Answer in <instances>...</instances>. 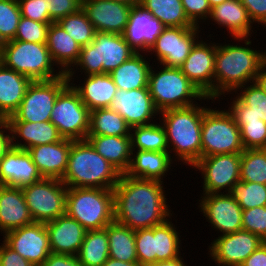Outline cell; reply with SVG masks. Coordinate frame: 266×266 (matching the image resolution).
Instances as JSON below:
<instances>
[{
    "mask_svg": "<svg viewBox=\"0 0 266 266\" xmlns=\"http://www.w3.org/2000/svg\"><path fill=\"white\" fill-rule=\"evenodd\" d=\"M164 182L121 174L113 189L115 221L134 231L160 225L173 216ZM172 212V213H171Z\"/></svg>",
    "mask_w": 266,
    "mask_h": 266,
    "instance_id": "1",
    "label": "cell"
},
{
    "mask_svg": "<svg viewBox=\"0 0 266 266\" xmlns=\"http://www.w3.org/2000/svg\"><path fill=\"white\" fill-rule=\"evenodd\" d=\"M232 39L241 43L244 41L245 45L243 43L242 45L240 43L237 45L217 43L216 47L214 100L219 102L221 97H226V94L233 93L237 88L254 82L258 71L266 62V50L260 51L251 47L250 37Z\"/></svg>",
    "mask_w": 266,
    "mask_h": 266,
    "instance_id": "2",
    "label": "cell"
},
{
    "mask_svg": "<svg viewBox=\"0 0 266 266\" xmlns=\"http://www.w3.org/2000/svg\"><path fill=\"white\" fill-rule=\"evenodd\" d=\"M203 105L196 103L167 109L159 114L158 119L166 131L170 156L176 163L180 161V165L183 163L191 167L202 157L201 128L203 113L208 107Z\"/></svg>",
    "mask_w": 266,
    "mask_h": 266,
    "instance_id": "3",
    "label": "cell"
},
{
    "mask_svg": "<svg viewBox=\"0 0 266 266\" xmlns=\"http://www.w3.org/2000/svg\"><path fill=\"white\" fill-rule=\"evenodd\" d=\"M120 176L121 173L98 154L87 140H72L67 169L61 179L67 188L113 190Z\"/></svg>",
    "mask_w": 266,
    "mask_h": 266,
    "instance_id": "4",
    "label": "cell"
},
{
    "mask_svg": "<svg viewBox=\"0 0 266 266\" xmlns=\"http://www.w3.org/2000/svg\"><path fill=\"white\" fill-rule=\"evenodd\" d=\"M136 53L125 41L123 34L96 31L93 41L81 47L77 62L66 73V76L69 82H74L78 77V75L75 77L77 71L78 73L81 72V74L84 73L83 75L85 76L109 74Z\"/></svg>",
    "mask_w": 266,
    "mask_h": 266,
    "instance_id": "5",
    "label": "cell"
},
{
    "mask_svg": "<svg viewBox=\"0 0 266 266\" xmlns=\"http://www.w3.org/2000/svg\"><path fill=\"white\" fill-rule=\"evenodd\" d=\"M159 65L160 67L156 70L152 63L148 81L150 95L159 112L188 107L198 103L196 100H206V102L212 100L214 102L211 101V103H215V100L205 96L180 68Z\"/></svg>",
    "mask_w": 266,
    "mask_h": 266,
    "instance_id": "6",
    "label": "cell"
},
{
    "mask_svg": "<svg viewBox=\"0 0 266 266\" xmlns=\"http://www.w3.org/2000/svg\"><path fill=\"white\" fill-rule=\"evenodd\" d=\"M0 63L6 68L29 77L32 81H48L64 75L60 69H56L58 67L53 62L46 43L20 40L2 43Z\"/></svg>",
    "mask_w": 266,
    "mask_h": 266,
    "instance_id": "7",
    "label": "cell"
},
{
    "mask_svg": "<svg viewBox=\"0 0 266 266\" xmlns=\"http://www.w3.org/2000/svg\"><path fill=\"white\" fill-rule=\"evenodd\" d=\"M66 214L87 231L105 228L114 218L113 190L102 188H68Z\"/></svg>",
    "mask_w": 266,
    "mask_h": 266,
    "instance_id": "8",
    "label": "cell"
},
{
    "mask_svg": "<svg viewBox=\"0 0 266 266\" xmlns=\"http://www.w3.org/2000/svg\"><path fill=\"white\" fill-rule=\"evenodd\" d=\"M208 107L201 128L202 157L219 154H241L244 147L240 129L232 114L224 109Z\"/></svg>",
    "mask_w": 266,
    "mask_h": 266,
    "instance_id": "9",
    "label": "cell"
},
{
    "mask_svg": "<svg viewBox=\"0 0 266 266\" xmlns=\"http://www.w3.org/2000/svg\"><path fill=\"white\" fill-rule=\"evenodd\" d=\"M171 221L172 217L160 225L135 231L136 255L140 265L149 266L181 256V231Z\"/></svg>",
    "mask_w": 266,
    "mask_h": 266,
    "instance_id": "10",
    "label": "cell"
},
{
    "mask_svg": "<svg viewBox=\"0 0 266 266\" xmlns=\"http://www.w3.org/2000/svg\"><path fill=\"white\" fill-rule=\"evenodd\" d=\"M90 111L69 83L58 95L50 122L64 139L86 140L89 132Z\"/></svg>",
    "mask_w": 266,
    "mask_h": 266,
    "instance_id": "11",
    "label": "cell"
},
{
    "mask_svg": "<svg viewBox=\"0 0 266 266\" xmlns=\"http://www.w3.org/2000/svg\"><path fill=\"white\" fill-rule=\"evenodd\" d=\"M69 84L64 74L48 81H32L18 109L5 121L46 122L59 93Z\"/></svg>",
    "mask_w": 266,
    "mask_h": 266,
    "instance_id": "12",
    "label": "cell"
},
{
    "mask_svg": "<svg viewBox=\"0 0 266 266\" xmlns=\"http://www.w3.org/2000/svg\"><path fill=\"white\" fill-rule=\"evenodd\" d=\"M21 189L34 222L47 223L66 214L68 188L60 179L43 178Z\"/></svg>",
    "mask_w": 266,
    "mask_h": 266,
    "instance_id": "13",
    "label": "cell"
},
{
    "mask_svg": "<svg viewBox=\"0 0 266 266\" xmlns=\"http://www.w3.org/2000/svg\"><path fill=\"white\" fill-rule=\"evenodd\" d=\"M200 29L199 26L165 27L147 53L149 56L155 53L157 64L179 68L201 38Z\"/></svg>",
    "mask_w": 266,
    "mask_h": 266,
    "instance_id": "14",
    "label": "cell"
},
{
    "mask_svg": "<svg viewBox=\"0 0 266 266\" xmlns=\"http://www.w3.org/2000/svg\"><path fill=\"white\" fill-rule=\"evenodd\" d=\"M240 163L241 154L201 157L192 166L196 171H200L203 178L201 195L229 193L232 186L240 181Z\"/></svg>",
    "mask_w": 266,
    "mask_h": 266,
    "instance_id": "15",
    "label": "cell"
},
{
    "mask_svg": "<svg viewBox=\"0 0 266 266\" xmlns=\"http://www.w3.org/2000/svg\"><path fill=\"white\" fill-rule=\"evenodd\" d=\"M199 202V211L218 236L242 230L243 210L229 193L201 195Z\"/></svg>",
    "mask_w": 266,
    "mask_h": 266,
    "instance_id": "16",
    "label": "cell"
},
{
    "mask_svg": "<svg viewBox=\"0 0 266 266\" xmlns=\"http://www.w3.org/2000/svg\"><path fill=\"white\" fill-rule=\"evenodd\" d=\"M263 242L258 235L240 230L216 237L208 254L218 266H240Z\"/></svg>",
    "mask_w": 266,
    "mask_h": 266,
    "instance_id": "17",
    "label": "cell"
},
{
    "mask_svg": "<svg viewBox=\"0 0 266 266\" xmlns=\"http://www.w3.org/2000/svg\"><path fill=\"white\" fill-rule=\"evenodd\" d=\"M3 241L34 266H41L52 253L45 223L33 222L9 231Z\"/></svg>",
    "mask_w": 266,
    "mask_h": 266,
    "instance_id": "18",
    "label": "cell"
},
{
    "mask_svg": "<svg viewBox=\"0 0 266 266\" xmlns=\"http://www.w3.org/2000/svg\"><path fill=\"white\" fill-rule=\"evenodd\" d=\"M203 37L179 67L186 77L207 97L214 99V65L217 43Z\"/></svg>",
    "mask_w": 266,
    "mask_h": 266,
    "instance_id": "19",
    "label": "cell"
},
{
    "mask_svg": "<svg viewBox=\"0 0 266 266\" xmlns=\"http://www.w3.org/2000/svg\"><path fill=\"white\" fill-rule=\"evenodd\" d=\"M110 108L118 112L131 128L152 124L156 122L154 118H158L160 114L153 103L149 88L129 91L117 89Z\"/></svg>",
    "mask_w": 266,
    "mask_h": 266,
    "instance_id": "20",
    "label": "cell"
},
{
    "mask_svg": "<svg viewBox=\"0 0 266 266\" xmlns=\"http://www.w3.org/2000/svg\"><path fill=\"white\" fill-rule=\"evenodd\" d=\"M131 8L114 0H82V9L97 32L123 34Z\"/></svg>",
    "mask_w": 266,
    "mask_h": 266,
    "instance_id": "21",
    "label": "cell"
},
{
    "mask_svg": "<svg viewBox=\"0 0 266 266\" xmlns=\"http://www.w3.org/2000/svg\"><path fill=\"white\" fill-rule=\"evenodd\" d=\"M42 179L31 154L25 149L11 146L0 160V185L22 188Z\"/></svg>",
    "mask_w": 266,
    "mask_h": 266,
    "instance_id": "22",
    "label": "cell"
},
{
    "mask_svg": "<svg viewBox=\"0 0 266 266\" xmlns=\"http://www.w3.org/2000/svg\"><path fill=\"white\" fill-rule=\"evenodd\" d=\"M165 26L140 5L132 6L123 33L125 41L137 52L146 53L155 44Z\"/></svg>",
    "mask_w": 266,
    "mask_h": 266,
    "instance_id": "23",
    "label": "cell"
},
{
    "mask_svg": "<svg viewBox=\"0 0 266 266\" xmlns=\"http://www.w3.org/2000/svg\"><path fill=\"white\" fill-rule=\"evenodd\" d=\"M45 226L52 253L77 256L87 232L77 220L64 214Z\"/></svg>",
    "mask_w": 266,
    "mask_h": 266,
    "instance_id": "24",
    "label": "cell"
},
{
    "mask_svg": "<svg viewBox=\"0 0 266 266\" xmlns=\"http://www.w3.org/2000/svg\"><path fill=\"white\" fill-rule=\"evenodd\" d=\"M4 123L10 130L11 146L14 148L28 150L31 147L51 144L63 139L58 128L50 121L34 123L4 121Z\"/></svg>",
    "mask_w": 266,
    "mask_h": 266,
    "instance_id": "25",
    "label": "cell"
},
{
    "mask_svg": "<svg viewBox=\"0 0 266 266\" xmlns=\"http://www.w3.org/2000/svg\"><path fill=\"white\" fill-rule=\"evenodd\" d=\"M26 200L21 188L0 185V232H7L32 224Z\"/></svg>",
    "mask_w": 266,
    "mask_h": 266,
    "instance_id": "26",
    "label": "cell"
},
{
    "mask_svg": "<svg viewBox=\"0 0 266 266\" xmlns=\"http://www.w3.org/2000/svg\"><path fill=\"white\" fill-rule=\"evenodd\" d=\"M72 140L62 139L59 142L38 145L27 151L43 178L62 179L68 165Z\"/></svg>",
    "mask_w": 266,
    "mask_h": 266,
    "instance_id": "27",
    "label": "cell"
},
{
    "mask_svg": "<svg viewBox=\"0 0 266 266\" xmlns=\"http://www.w3.org/2000/svg\"><path fill=\"white\" fill-rule=\"evenodd\" d=\"M233 100H232V99ZM228 111L237 123L244 149L266 148V122L262 121L236 96H231Z\"/></svg>",
    "mask_w": 266,
    "mask_h": 266,
    "instance_id": "28",
    "label": "cell"
},
{
    "mask_svg": "<svg viewBox=\"0 0 266 266\" xmlns=\"http://www.w3.org/2000/svg\"><path fill=\"white\" fill-rule=\"evenodd\" d=\"M209 22L216 23L219 28H226L232 38L251 37L254 33L246 8L240 0H226L225 2L211 8Z\"/></svg>",
    "mask_w": 266,
    "mask_h": 266,
    "instance_id": "29",
    "label": "cell"
},
{
    "mask_svg": "<svg viewBox=\"0 0 266 266\" xmlns=\"http://www.w3.org/2000/svg\"><path fill=\"white\" fill-rule=\"evenodd\" d=\"M69 83L78 92L89 111L110 108L117 91V86L108 73L85 76L83 82L78 85Z\"/></svg>",
    "mask_w": 266,
    "mask_h": 266,
    "instance_id": "30",
    "label": "cell"
},
{
    "mask_svg": "<svg viewBox=\"0 0 266 266\" xmlns=\"http://www.w3.org/2000/svg\"><path fill=\"white\" fill-rule=\"evenodd\" d=\"M169 152L132 150V159L126 175L132 178L158 180L164 182L171 164H174Z\"/></svg>",
    "mask_w": 266,
    "mask_h": 266,
    "instance_id": "31",
    "label": "cell"
},
{
    "mask_svg": "<svg viewBox=\"0 0 266 266\" xmlns=\"http://www.w3.org/2000/svg\"><path fill=\"white\" fill-rule=\"evenodd\" d=\"M86 140L117 171L126 174L132 159L131 136L87 135Z\"/></svg>",
    "mask_w": 266,
    "mask_h": 266,
    "instance_id": "32",
    "label": "cell"
},
{
    "mask_svg": "<svg viewBox=\"0 0 266 266\" xmlns=\"http://www.w3.org/2000/svg\"><path fill=\"white\" fill-rule=\"evenodd\" d=\"M32 80L0 63V119L4 122L18 109Z\"/></svg>",
    "mask_w": 266,
    "mask_h": 266,
    "instance_id": "33",
    "label": "cell"
},
{
    "mask_svg": "<svg viewBox=\"0 0 266 266\" xmlns=\"http://www.w3.org/2000/svg\"><path fill=\"white\" fill-rule=\"evenodd\" d=\"M47 48L53 62L66 74L77 62L81 46L57 23L50 24Z\"/></svg>",
    "mask_w": 266,
    "mask_h": 266,
    "instance_id": "34",
    "label": "cell"
},
{
    "mask_svg": "<svg viewBox=\"0 0 266 266\" xmlns=\"http://www.w3.org/2000/svg\"><path fill=\"white\" fill-rule=\"evenodd\" d=\"M142 54H134L129 60L109 73L117 89L129 91L148 88L149 72L152 67L150 65L151 60L147 57L146 52Z\"/></svg>",
    "mask_w": 266,
    "mask_h": 266,
    "instance_id": "35",
    "label": "cell"
},
{
    "mask_svg": "<svg viewBox=\"0 0 266 266\" xmlns=\"http://www.w3.org/2000/svg\"><path fill=\"white\" fill-rule=\"evenodd\" d=\"M107 230L109 257L124 262H138L135 248V231L115 220Z\"/></svg>",
    "mask_w": 266,
    "mask_h": 266,
    "instance_id": "36",
    "label": "cell"
},
{
    "mask_svg": "<svg viewBox=\"0 0 266 266\" xmlns=\"http://www.w3.org/2000/svg\"><path fill=\"white\" fill-rule=\"evenodd\" d=\"M139 5L165 27H194L185 14L182 0H140Z\"/></svg>",
    "mask_w": 266,
    "mask_h": 266,
    "instance_id": "37",
    "label": "cell"
},
{
    "mask_svg": "<svg viewBox=\"0 0 266 266\" xmlns=\"http://www.w3.org/2000/svg\"><path fill=\"white\" fill-rule=\"evenodd\" d=\"M131 127L111 108L90 111L88 135L130 136Z\"/></svg>",
    "mask_w": 266,
    "mask_h": 266,
    "instance_id": "38",
    "label": "cell"
},
{
    "mask_svg": "<svg viewBox=\"0 0 266 266\" xmlns=\"http://www.w3.org/2000/svg\"><path fill=\"white\" fill-rule=\"evenodd\" d=\"M77 257L82 266H102L109 258L107 230L87 231Z\"/></svg>",
    "mask_w": 266,
    "mask_h": 266,
    "instance_id": "39",
    "label": "cell"
},
{
    "mask_svg": "<svg viewBox=\"0 0 266 266\" xmlns=\"http://www.w3.org/2000/svg\"><path fill=\"white\" fill-rule=\"evenodd\" d=\"M130 136L132 150L169 152L166 131L160 121L134 126L131 128Z\"/></svg>",
    "mask_w": 266,
    "mask_h": 266,
    "instance_id": "40",
    "label": "cell"
},
{
    "mask_svg": "<svg viewBox=\"0 0 266 266\" xmlns=\"http://www.w3.org/2000/svg\"><path fill=\"white\" fill-rule=\"evenodd\" d=\"M240 181L266 185V148L244 149L241 153Z\"/></svg>",
    "mask_w": 266,
    "mask_h": 266,
    "instance_id": "41",
    "label": "cell"
},
{
    "mask_svg": "<svg viewBox=\"0 0 266 266\" xmlns=\"http://www.w3.org/2000/svg\"><path fill=\"white\" fill-rule=\"evenodd\" d=\"M57 23L71 36L81 47L90 44L94 39L95 29L82 7L75 13L61 18Z\"/></svg>",
    "mask_w": 266,
    "mask_h": 266,
    "instance_id": "42",
    "label": "cell"
},
{
    "mask_svg": "<svg viewBox=\"0 0 266 266\" xmlns=\"http://www.w3.org/2000/svg\"><path fill=\"white\" fill-rule=\"evenodd\" d=\"M229 194L242 210L266 206V185L263 184L238 181Z\"/></svg>",
    "mask_w": 266,
    "mask_h": 266,
    "instance_id": "43",
    "label": "cell"
},
{
    "mask_svg": "<svg viewBox=\"0 0 266 266\" xmlns=\"http://www.w3.org/2000/svg\"><path fill=\"white\" fill-rule=\"evenodd\" d=\"M20 18L17 0H0V45L14 40Z\"/></svg>",
    "mask_w": 266,
    "mask_h": 266,
    "instance_id": "44",
    "label": "cell"
},
{
    "mask_svg": "<svg viewBox=\"0 0 266 266\" xmlns=\"http://www.w3.org/2000/svg\"><path fill=\"white\" fill-rule=\"evenodd\" d=\"M230 94H232V96L235 94L244 105L250 106L251 112L257 117H260L262 121L266 122V93L257 83H248L237 88L233 93H229V95Z\"/></svg>",
    "mask_w": 266,
    "mask_h": 266,
    "instance_id": "45",
    "label": "cell"
},
{
    "mask_svg": "<svg viewBox=\"0 0 266 266\" xmlns=\"http://www.w3.org/2000/svg\"><path fill=\"white\" fill-rule=\"evenodd\" d=\"M50 24L51 23L36 22L21 16L14 40L47 43Z\"/></svg>",
    "mask_w": 266,
    "mask_h": 266,
    "instance_id": "46",
    "label": "cell"
},
{
    "mask_svg": "<svg viewBox=\"0 0 266 266\" xmlns=\"http://www.w3.org/2000/svg\"><path fill=\"white\" fill-rule=\"evenodd\" d=\"M242 230L256 234L266 242V206L243 210Z\"/></svg>",
    "mask_w": 266,
    "mask_h": 266,
    "instance_id": "47",
    "label": "cell"
},
{
    "mask_svg": "<svg viewBox=\"0 0 266 266\" xmlns=\"http://www.w3.org/2000/svg\"><path fill=\"white\" fill-rule=\"evenodd\" d=\"M44 3L52 22H57L82 7V0H44Z\"/></svg>",
    "mask_w": 266,
    "mask_h": 266,
    "instance_id": "48",
    "label": "cell"
},
{
    "mask_svg": "<svg viewBox=\"0 0 266 266\" xmlns=\"http://www.w3.org/2000/svg\"><path fill=\"white\" fill-rule=\"evenodd\" d=\"M182 5L186 16L195 26L200 27L201 22L208 21L211 14L208 0H182Z\"/></svg>",
    "mask_w": 266,
    "mask_h": 266,
    "instance_id": "49",
    "label": "cell"
},
{
    "mask_svg": "<svg viewBox=\"0 0 266 266\" xmlns=\"http://www.w3.org/2000/svg\"><path fill=\"white\" fill-rule=\"evenodd\" d=\"M21 16L42 23H52L44 0H17Z\"/></svg>",
    "mask_w": 266,
    "mask_h": 266,
    "instance_id": "50",
    "label": "cell"
},
{
    "mask_svg": "<svg viewBox=\"0 0 266 266\" xmlns=\"http://www.w3.org/2000/svg\"><path fill=\"white\" fill-rule=\"evenodd\" d=\"M255 25H261L266 30V0H240Z\"/></svg>",
    "mask_w": 266,
    "mask_h": 266,
    "instance_id": "51",
    "label": "cell"
},
{
    "mask_svg": "<svg viewBox=\"0 0 266 266\" xmlns=\"http://www.w3.org/2000/svg\"><path fill=\"white\" fill-rule=\"evenodd\" d=\"M0 244V266H34L4 241Z\"/></svg>",
    "mask_w": 266,
    "mask_h": 266,
    "instance_id": "52",
    "label": "cell"
},
{
    "mask_svg": "<svg viewBox=\"0 0 266 266\" xmlns=\"http://www.w3.org/2000/svg\"><path fill=\"white\" fill-rule=\"evenodd\" d=\"M41 266H82L77 256L50 253Z\"/></svg>",
    "mask_w": 266,
    "mask_h": 266,
    "instance_id": "53",
    "label": "cell"
},
{
    "mask_svg": "<svg viewBox=\"0 0 266 266\" xmlns=\"http://www.w3.org/2000/svg\"><path fill=\"white\" fill-rule=\"evenodd\" d=\"M240 266H266V242H263Z\"/></svg>",
    "mask_w": 266,
    "mask_h": 266,
    "instance_id": "54",
    "label": "cell"
},
{
    "mask_svg": "<svg viewBox=\"0 0 266 266\" xmlns=\"http://www.w3.org/2000/svg\"><path fill=\"white\" fill-rule=\"evenodd\" d=\"M11 147V136L8 126L2 122L0 124V160Z\"/></svg>",
    "mask_w": 266,
    "mask_h": 266,
    "instance_id": "55",
    "label": "cell"
},
{
    "mask_svg": "<svg viewBox=\"0 0 266 266\" xmlns=\"http://www.w3.org/2000/svg\"><path fill=\"white\" fill-rule=\"evenodd\" d=\"M149 266H188V265L185 263L183 256H180L172 260L157 261L156 263H153Z\"/></svg>",
    "mask_w": 266,
    "mask_h": 266,
    "instance_id": "56",
    "label": "cell"
},
{
    "mask_svg": "<svg viewBox=\"0 0 266 266\" xmlns=\"http://www.w3.org/2000/svg\"><path fill=\"white\" fill-rule=\"evenodd\" d=\"M254 82L266 93V62L261 66Z\"/></svg>",
    "mask_w": 266,
    "mask_h": 266,
    "instance_id": "57",
    "label": "cell"
},
{
    "mask_svg": "<svg viewBox=\"0 0 266 266\" xmlns=\"http://www.w3.org/2000/svg\"><path fill=\"white\" fill-rule=\"evenodd\" d=\"M102 266H140V264L138 262H124L109 257Z\"/></svg>",
    "mask_w": 266,
    "mask_h": 266,
    "instance_id": "58",
    "label": "cell"
},
{
    "mask_svg": "<svg viewBox=\"0 0 266 266\" xmlns=\"http://www.w3.org/2000/svg\"><path fill=\"white\" fill-rule=\"evenodd\" d=\"M114 1L121 2L131 6H137L140 3V0H114Z\"/></svg>",
    "mask_w": 266,
    "mask_h": 266,
    "instance_id": "59",
    "label": "cell"
},
{
    "mask_svg": "<svg viewBox=\"0 0 266 266\" xmlns=\"http://www.w3.org/2000/svg\"><path fill=\"white\" fill-rule=\"evenodd\" d=\"M226 0H208V3L210 5L211 8L215 7L216 5H219L223 2H225Z\"/></svg>",
    "mask_w": 266,
    "mask_h": 266,
    "instance_id": "60",
    "label": "cell"
}]
</instances>
